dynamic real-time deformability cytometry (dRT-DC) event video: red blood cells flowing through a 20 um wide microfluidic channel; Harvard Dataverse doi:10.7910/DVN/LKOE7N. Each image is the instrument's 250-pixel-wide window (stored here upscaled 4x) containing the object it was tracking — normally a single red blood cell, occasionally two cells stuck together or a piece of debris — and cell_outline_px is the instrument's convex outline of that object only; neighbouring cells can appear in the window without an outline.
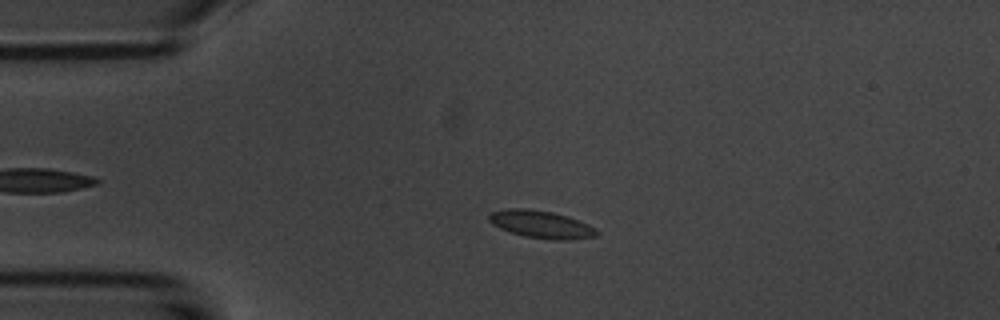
{"species": "common noctule bat (a hibernating species)", "species_latin": "Nyctalus noctula", "temperature_condition": "room temperature", "stored_images_in_passage": 54, "camera_frame_rate_fps": 3000, "um_per_image_px": 0.085, "animal": {"sex": "male", "body_mass_g": 20.1, "forearm_length_mm": 53.5}, "frame": {"image": 1, "passage_image": 12, "time_ms": 3.667, "image_size_px": [1000, 320], "cell_outline_px": [[600, 232], [596, 236], [572, 240], [552, 240], [524, 236], [508, 232], [492, 224], [488, 220], [488, 216], [492, 212], [508, 208], [528, 208], [552, 212], [568, 216], [588, 224], [596, 228]], "centroid_in_image_um": [46.01, 19.08], "position_along_channel_um": 39.0, "area_um2": 17.51}}
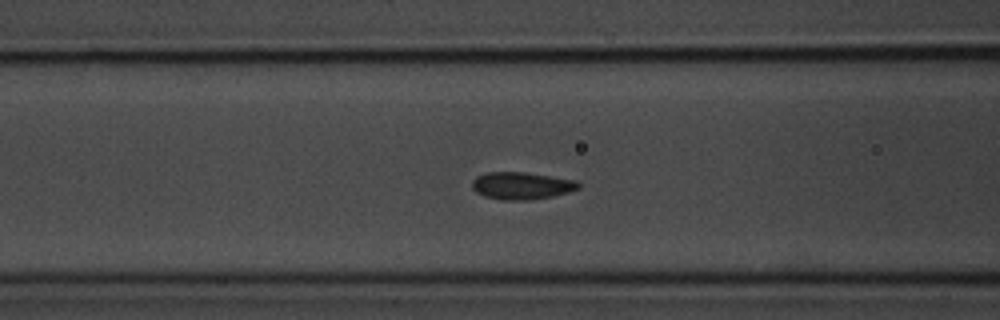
{"frame": {"image": 2, "passage_image": 21, "time_ms": 6.667, "image_size_px": [1000, 320], "cell_outline_px": [[580, 188], [568, 192], [552, 196], [528, 200], [500, 200], [484, 196], [476, 192], [472, 188], [472, 180], [476, 176], [488, 172], [524, 172], [576, 180], [580, 184]], "centroid_in_image_um": [44.31, 15.78], "position_along_channel_um": 122.3, "area_um2": 16.94}}
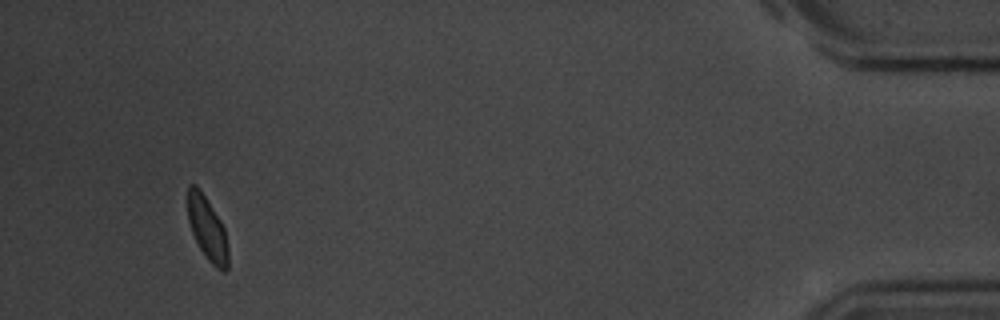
{"frame": {"image": 3, "passage_image": 51, "time_ms": 16.667, "image_size_px": [1000, 320], "cell_outline_px": [[228, 268], [224, 272], [220, 272], [208, 260], [200, 248], [192, 232], [188, 220], [188, 184], [196, 184], [200, 188], [220, 220], [224, 228], [228, 248]], "centroid_in_image_um": [17.63, 19.44], "position_along_channel_um": 417.6, "area_um2": 14.97}, "authors_computed_cell_mechanics": {"area_um2": 16.0973, "velocity_mm_per_s": 3.6744, "shape_relaxation_time_tau1_ms": 9.0843, "shape_relaxation_time_tau2_ms": null, "deformation_change_tau1": 0.2379, "deformation_change_tau2": null}}